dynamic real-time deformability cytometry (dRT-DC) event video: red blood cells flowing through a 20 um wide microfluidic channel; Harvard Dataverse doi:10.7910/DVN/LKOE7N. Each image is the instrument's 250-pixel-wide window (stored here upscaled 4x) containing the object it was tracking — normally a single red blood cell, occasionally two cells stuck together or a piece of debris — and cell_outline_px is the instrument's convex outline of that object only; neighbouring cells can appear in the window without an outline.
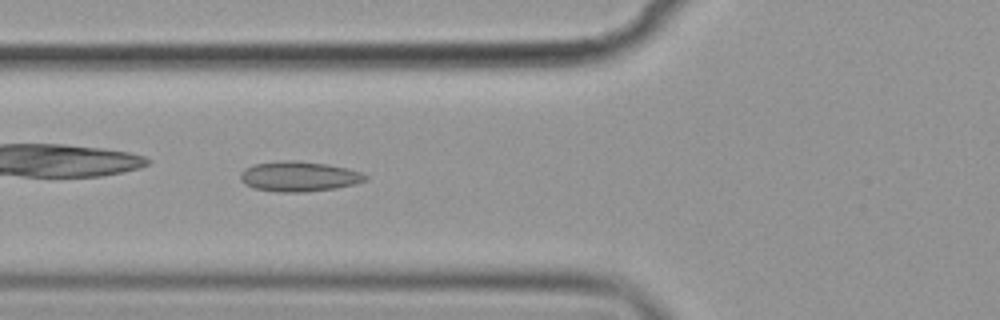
{"species": "common noctule bat (a hibernating species)", "species_latin": "Nyctalus noctula", "temperature_condition": "cold", "stored_images_in_passage": 39, "camera_frame_rate_fps": 3000, "um_per_image_px": 0.085, "animal": {"sex": "female", "body_mass_g": 19.9}, "frame": {"image": 1, "passage_image": 4, "time_ms": 1.0, "image_size_px": [1000, 320], "cell_outline_px": [[368, 180], [356, 184], [336, 188], [308, 192], [280, 192], [252, 188], [244, 184], [240, 180], [240, 172], [244, 168], [252, 164], [284, 160], [296, 160], [328, 164], [348, 168], [364, 172], [368, 176]], "centroid_in_image_um": [25.43, 14.99], "position_along_channel_um": 100.4, "area_um2": 22.43}}
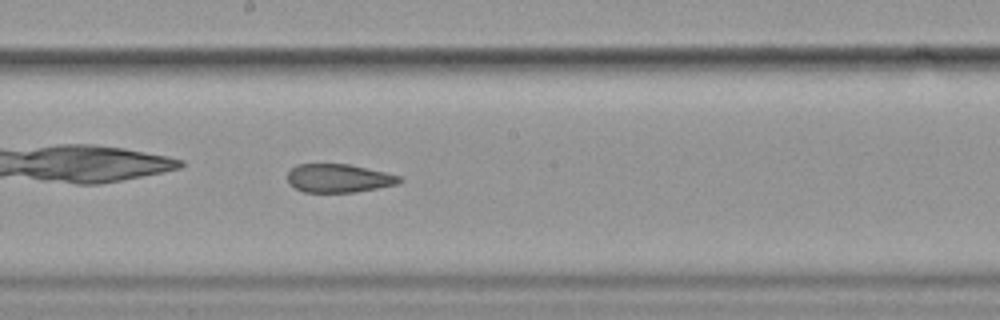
{"frame": {"image": 2, "passage_image": 14, "time_ms": 4.333, "image_size_px": [1000, 320], "cell_outline_px": [[404, 180], [400, 184], [356, 192], [304, 192], [288, 184], [288, 172], [296, 164], [348, 164], [384, 172], [400, 176]], "centroid_in_image_um": [28.8, 15.15], "position_along_channel_um": 219.4, "area_um2": 18.61}}
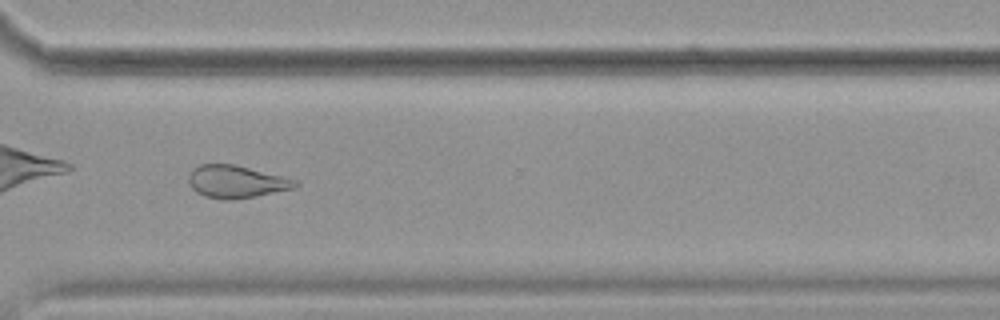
{"frame": {"image": 3, "passage_image": 25, "time_ms": 8.0, "image_size_px": [1000, 320], "cell_outline_px": [[300, 184], [292, 188], [256, 196], [232, 200], [224, 200], [204, 196], [196, 192], [188, 184], [188, 176], [192, 168], [200, 164], [232, 164], [284, 176], [296, 180]], "centroid_in_image_um": [20.03, 15.44], "position_along_channel_um": 350.6, "area_um2": 20.23}, "authors_computed_cell_mechanics": {"area_um2": 20.808, "velocity_mm_per_s": 3.571, "shape_relaxation_time_tau1_ms": null, "shape_relaxation_time_tau2_ms": 3.464, "deformation_change_tau1": null, "deformation_change_tau2": 0.1056}}